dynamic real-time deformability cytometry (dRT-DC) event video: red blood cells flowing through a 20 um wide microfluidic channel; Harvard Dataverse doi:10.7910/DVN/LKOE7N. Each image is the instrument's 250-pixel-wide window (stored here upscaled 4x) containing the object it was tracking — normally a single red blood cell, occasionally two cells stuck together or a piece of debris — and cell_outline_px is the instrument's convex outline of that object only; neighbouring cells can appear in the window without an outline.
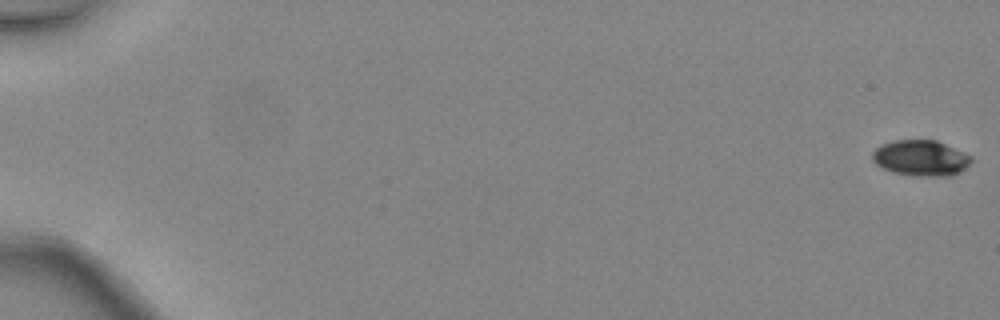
{"species": "common noctule bat (a hibernating species)", "species_latin": "Nyctalus noctula", "temperature_condition": "warm", "stored_images_in_passage": 5, "camera_frame_rate_fps": 3000, "um_per_image_px": 0.085, "animal": {"sex": "female", "body_mass_g": 24.6, "forearm_length_mm": 56.2}, "frame": {"image": 1, "passage_image": 1, "time_ms": 0.0, "image_size_px": [1000, 320], "cell_outline_px": [[972, 160], [960, 172], [948, 176], [916, 176], [892, 172], [876, 164], [872, 160], [872, 152], [880, 144], [892, 140], [936, 140], [964, 152], [972, 156]], "centroid_in_image_um": [78.24, 13.42], "position_along_channel_um": 6.8, "area_um2": 20.63}}
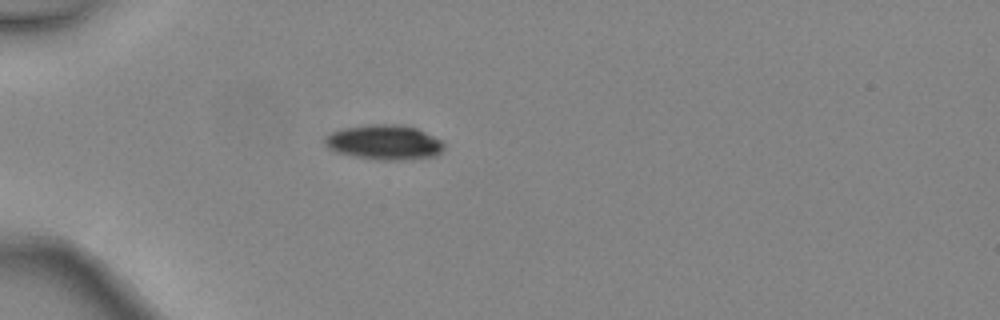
{"frame": {"image": 2, "passage_image": 5, "time_ms": 1.333, "image_size_px": [1000, 320], "cell_outline_px": [[444, 152], [436, 156], [412, 160], [380, 160], [356, 156], [336, 152], [328, 148], [324, 144], [324, 136], [332, 132], [344, 128], [372, 124], [396, 124], [416, 128], [440, 140], [444, 144]], "centroid_in_image_um": [32.68, 12.11], "position_along_channel_um": 52.3, "area_um2": 24.28}}